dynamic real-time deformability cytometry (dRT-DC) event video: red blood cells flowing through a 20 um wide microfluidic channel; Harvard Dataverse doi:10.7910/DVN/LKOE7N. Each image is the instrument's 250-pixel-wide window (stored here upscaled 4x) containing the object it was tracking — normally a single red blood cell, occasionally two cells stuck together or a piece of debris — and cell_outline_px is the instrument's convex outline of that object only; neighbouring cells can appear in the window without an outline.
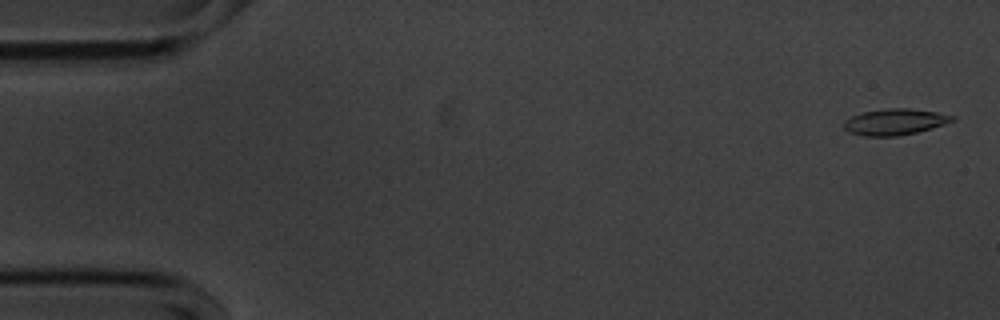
{"species": "common noctule bat (a hibernating species)", "species_latin": "Nyctalus noctula", "temperature_condition": "cold", "stored_images_in_passage": 56, "camera_frame_rate_fps": 3000, "um_per_image_px": 0.085, "animal": {"sex": "male", "body_mass_g": 20.1, "forearm_length_mm": 53.5}, "frame": {"image": 1, "passage_image": 2, "time_ms": 0.333, "image_size_px": [1000, 320], "cell_outline_px": [[956, 120], [932, 128], [916, 132], [896, 136], [860, 136], [848, 132], [844, 128], [844, 120], [852, 116], [864, 112], [888, 108], [908, 108], [936, 112], [956, 116]], "centroid_in_image_um": [76.06, 10.36], "position_along_channel_um": 8.9, "area_um2": 16.53}}
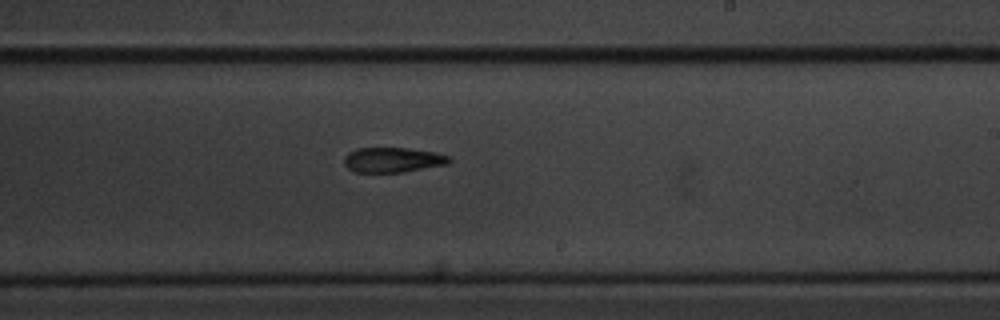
{"frame": {"image": 2, "passage_image": 33, "time_ms": 10.667, "image_size_px": [1000, 320], "cell_outline_px": [[452, 160], [448, 164], [404, 172], [352, 172], [344, 164], [344, 156], [348, 152], [356, 148], [408, 148], [432, 152], [448, 156]], "centroid_in_image_um": [33.34, 13.59], "position_along_channel_um": 255.7, "area_um2": 15.32}}
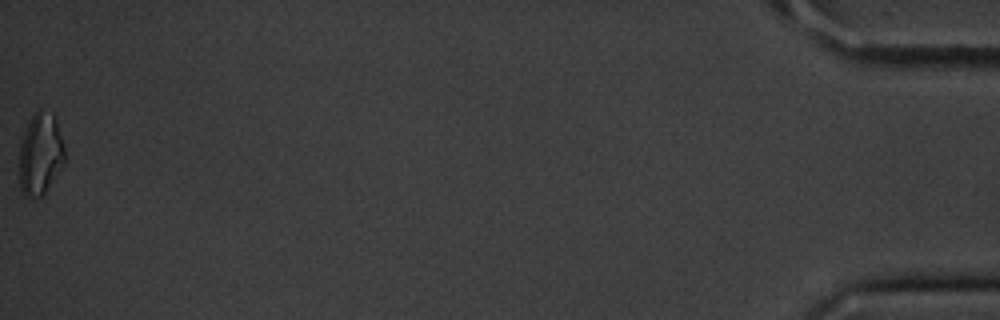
{"frame": {"image": 3, "passage_image": 56, "time_ms": 18.333, "image_size_px": [1000, 320], "cell_outline_px": [[64, 164], [44, 192], [40, 196], [32, 200], [24, 196], [20, 192], [20, 144], [24, 132], [32, 116], [40, 108], [52, 116], [56, 120], [64, 148]], "centroid_in_image_um": [3.41, 13.15], "position_along_channel_um": 431.8, "area_um2": 21.33}, "authors_computed_cell_mechanics": {"area_um2": 16.5308, "velocity_mm_per_s": 3.5842, "shape_relaxation_time_tau1_ms": 4.3452, "shape_relaxation_time_tau2_ms": 9.7157, "deformation_change_tau1": 0.1168, "deformation_change_tau2": 0.2237}}